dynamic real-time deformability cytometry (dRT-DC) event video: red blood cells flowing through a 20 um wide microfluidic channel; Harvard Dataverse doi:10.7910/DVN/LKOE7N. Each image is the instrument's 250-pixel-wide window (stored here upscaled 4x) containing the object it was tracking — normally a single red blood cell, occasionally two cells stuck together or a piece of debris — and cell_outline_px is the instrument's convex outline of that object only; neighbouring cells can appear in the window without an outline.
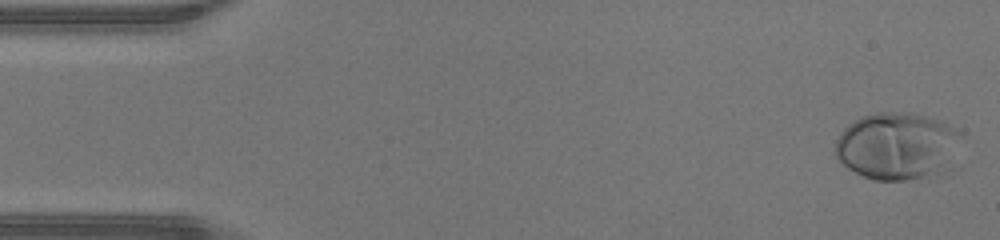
{"species": "human", "species_latin": "Homo sapiens", "temperature_condition": "warm", "stored_images_in_passage": 47, "camera_frame_rate_fps": 3000, "um_per_image_px": 0.085, "donor": {"sex": "male"}, "frame": {"image": 1, "passage_image": 1, "time_ms": 0.0, "image_size_px": [1000, 240], "cell_outline_px": [[960, 136], [936, 164], [924, 176], [904, 180], [876, 180], [864, 176], [848, 168], [832, 152], [836, 140], [840, 132], [848, 124], [864, 116], [876, 112], [904, 112], [924, 116], [940, 120], [956, 128], [960, 132]], "centroid_in_image_um": [76.0, 12.33], "position_along_channel_um": 9.0, "area_um2": 46.53}}
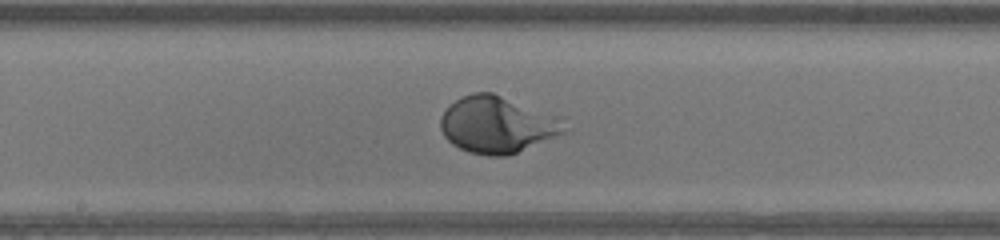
{"frame": {"image": 2, "passage_image": 24, "time_ms": 7.667, "image_size_px": [1000, 240], "cell_outline_px": [[572, 128], [556, 136], [508, 156], [488, 156], [468, 152], [452, 144], [444, 136], [440, 128], [440, 116], [456, 100], [472, 92], [492, 92], [560, 116]], "centroid_in_image_um": [42.31, 10.6], "position_along_channel_um": 205.9, "area_um2": 41.15}}
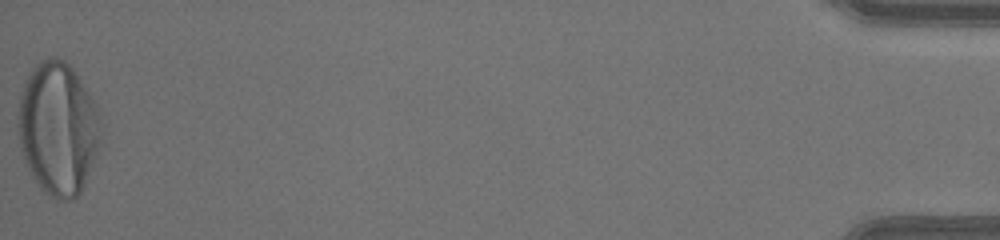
{"frame": {"image": 3, "passage_image": 47, "time_ms": 15.333, "image_size_px": [1000, 240], "cell_outline_px": [[100, 144], [96, 156], [84, 184], [80, 192], [72, 200], [56, 200], [44, 192], [40, 188], [32, 176], [24, 160], [20, 148], [16, 124], [20, 96], [24, 84], [32, 68], [40, 60], [48, 56], [56, 56], [64, 60], [72, 68], [96, 104], [100, 112]], "centroid_in_image_um": [4.91, 10.92], "position_along_channel_um": 430.3, "area_um2": 64.5}}